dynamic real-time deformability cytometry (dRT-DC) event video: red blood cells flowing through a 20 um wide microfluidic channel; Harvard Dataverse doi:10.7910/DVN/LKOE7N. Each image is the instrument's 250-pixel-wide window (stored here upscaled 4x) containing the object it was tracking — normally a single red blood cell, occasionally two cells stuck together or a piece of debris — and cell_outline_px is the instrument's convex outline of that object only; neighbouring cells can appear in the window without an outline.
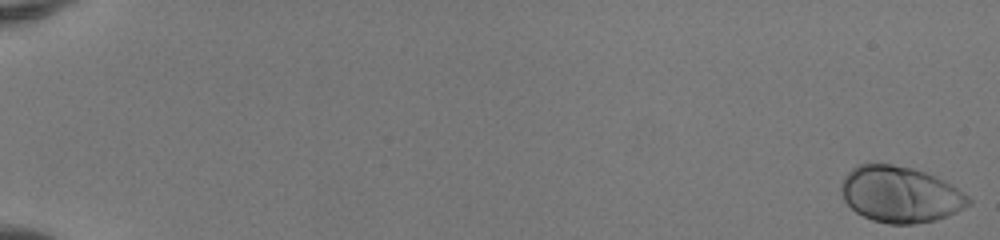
{"species": "human", "species_latin": "Homo sapiens", "temperature_condition": "room temperature", "stored_images_in_passage": 52, "camera_frame_rate_fps": 3000, "um_per_image_px": 0.085, "donor": {"sex": "female"}, "frame": {"image": 1, "passage_image": 1, "time_ms": 0.0, "image_size_px": [1000, 240], "cell_outline_px": [[972, 204], [948, 216], [936, 220], [912, 224], [888, 224], [872, 220], [856, 212], [844, 200], [840, 192], [840, 184], [844, 176], [856, 164], [892, 164], [912, 168], [924, 172], [952, 184], [968, 196], [972, 200]], "centroid_in_image_um": [76.51, 16.53], "position_along_channel_um": 8.5, "area_um2": 41.79}}
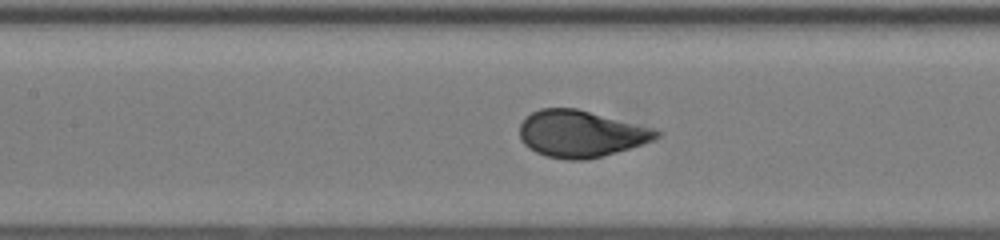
{"frame": {"image": 2, "passage_image": 27, "time_ms": 8.667, "image_size_px": [1000, 240], "cell_outline_px": [[664, 132], [656, 140], [616, 152], [588, 160], [568, 160], [544, 156], [528, 148], [520, 140], [520, 124], [524, 116], [540, 108], [576, 108], [656, 128]], "centroid_in_image_um": [49.39, 11.37], "position_along_channel_um": 158.0, "area_um2": 37.8}}
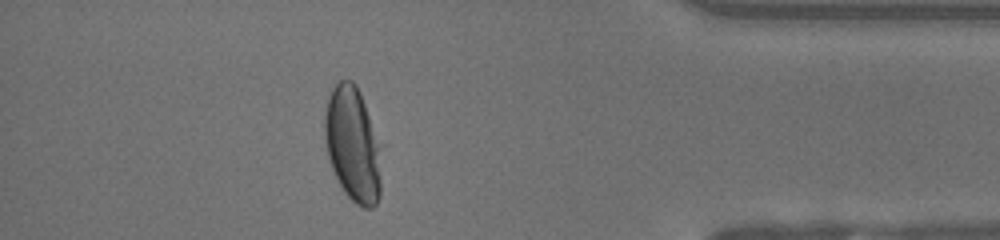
{"frame": {"image": 3, "passage_image": 47, "time_ms": 15.333, "image_size_px": [1000, 240], "cell_outline_px": [[380, 196], [376, 204], [372, 208], [364, 208], [356, 204], [344, 192], [332, 168], [328, 156], [324, 140], [324, 116], [328, 88], [340, 80], [352, 80], [356, 84], [360, 92], [380, 144]], "centroid_in_image_um": [29.96, 12.23], "position_along_channel_um": 405.2, "area_um2": 38.26}, "authors_computed_cell_mechanics": {"area_um2": 38.4948, "velocity_mm_per_s": 4.1195, "shape_relaxation_time_tau1_ms": 2.8318, "shape_relaxation_time_tau2_ms": null, "deformation_change_tau1": 0.1627, "deformation_change_tau2": null}}